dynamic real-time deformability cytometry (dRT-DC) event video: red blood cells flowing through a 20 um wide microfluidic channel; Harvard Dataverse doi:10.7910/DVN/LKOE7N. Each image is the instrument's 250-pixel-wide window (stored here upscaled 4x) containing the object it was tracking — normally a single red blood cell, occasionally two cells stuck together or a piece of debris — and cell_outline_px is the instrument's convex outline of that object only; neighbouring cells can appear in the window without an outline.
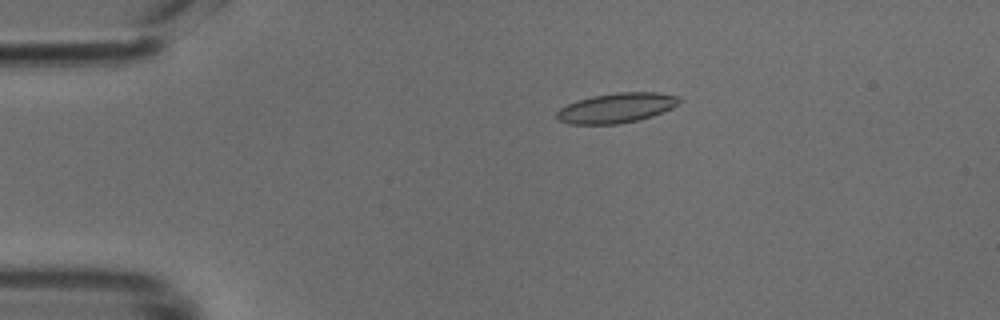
{"species": "common noctule bat (a hibernating species)", "species_latin": "Nyctalus noctula", "temperature_condition": "cold", "stored_images_in_passage": 44, "camera_frame_rate_fps": 3000, "um_per_image_px": 0.085, "animal": {"sex": "male", "body_mass_g": 18.8}, "frame": {"image": 1, "passage_image": 5, "time_ms": 1.333, "image_size_px": [1000, 320], "cell_outline_px": [[680, 100], [672, 108], [664, 112], [640, 120], [620, 124], [568, 124], [556, 120], [556, 112], [560, 108], [568, 104], [592, 96], [616, 92], [656, 92], [680, 96]], "centroid_in_image_um": [52.39, 9.18], "position_along_channel_um": 32.6, "area_um2": 21.44}}
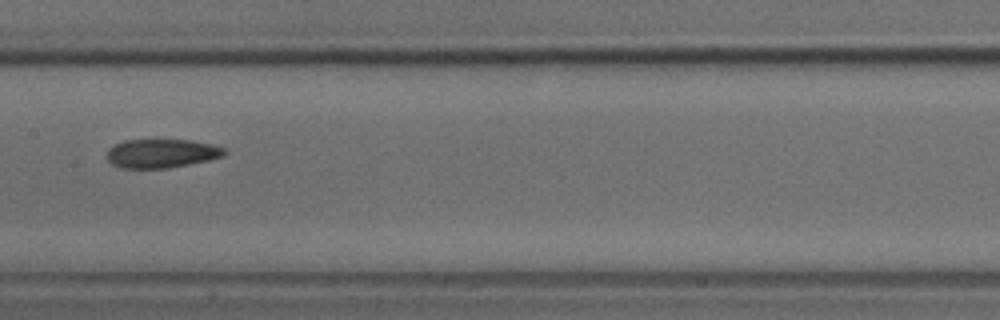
{"frame": {"image": 2, "passage_image": 20, "time_ms": 6.333, "image_size_px": [1000, 320], "cell_outline_px": [[228, 152], [224, 156], [208, 160], [168, 168], [120, 168], [112, 164], [108, 160], [108, 148], [112, 144], [124, 140], [192, 140], [212, 144], [224, 148]], "centroid_in_image_um": [13.73, 13.03], "position_along_channel_um": 193.7, "area_um2": 19.83}}
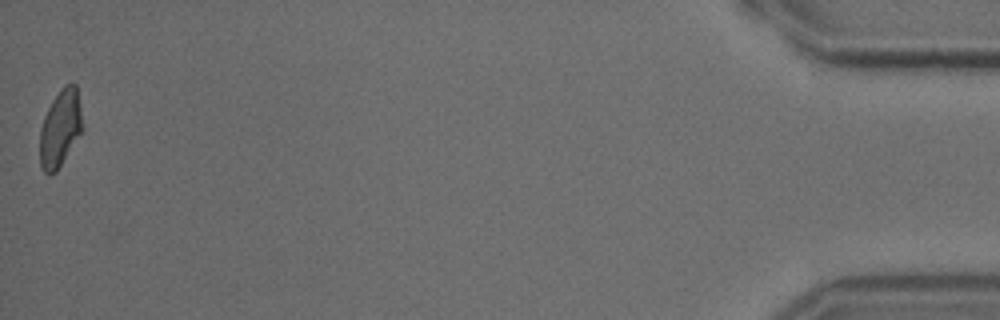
{"frame": {"image": 3, "passage_image": 44, "time_ms": 14.333, "image_size_px": [1000, 320], "cell_outline_px": [[84, 128], [56, 172], [48, 176], [44, 172], [40, 164], [40, 128], [44, 116], [52, 100], [60, 88], [64, 84], [76, 84]], "centroid_in_image_um": [5.12, 10.9], "position_along_channel_um": 430.1, "area_um2": 19.19}}